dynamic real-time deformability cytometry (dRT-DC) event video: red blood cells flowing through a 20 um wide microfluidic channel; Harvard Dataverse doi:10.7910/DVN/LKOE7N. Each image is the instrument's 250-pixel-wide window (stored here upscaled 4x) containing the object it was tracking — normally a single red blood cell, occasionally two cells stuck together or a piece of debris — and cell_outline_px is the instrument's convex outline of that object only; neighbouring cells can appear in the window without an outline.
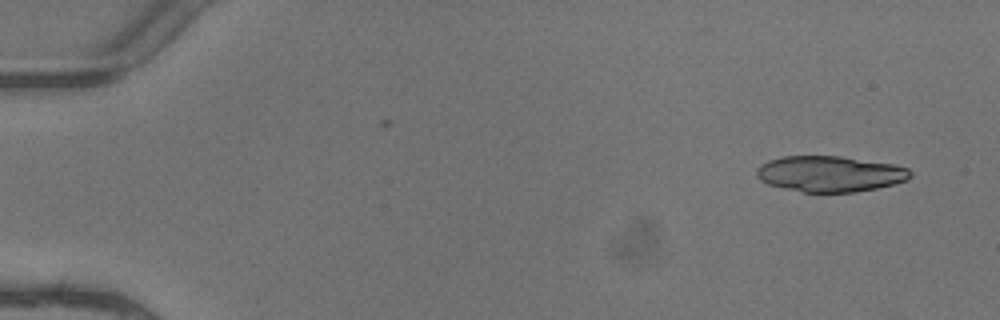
{"species": "common noctule bat (a hibernating species)", "species_latin": "Nyctalus noctula", "temperature_condition": "warm", "stored_images_in_passage": 4, "camera_frame_rate_fps": 3000, "um_per_image_px": 0.085, "animal": {"sex": "female"}, "frame": {"image": 1, "passage_image": 1, "time_ms": 0.0, "image_size_px": [1000, 320], "cell_outline_px": [[912, 176], [908, 180], [896, 184], [876, 188], [852, 192], [804, 192], [784, 188], [768, 184], [760, 180], [756, 176], [756, 168], [760, 164], [768, 160], [784, 156], [840, 156], [896, 164], [908, 168], [912, 172]], "centroid_in_image_um": [70.57, 14.77], "position_along_channel_um": 14.4, "area_um2": 32.37}}